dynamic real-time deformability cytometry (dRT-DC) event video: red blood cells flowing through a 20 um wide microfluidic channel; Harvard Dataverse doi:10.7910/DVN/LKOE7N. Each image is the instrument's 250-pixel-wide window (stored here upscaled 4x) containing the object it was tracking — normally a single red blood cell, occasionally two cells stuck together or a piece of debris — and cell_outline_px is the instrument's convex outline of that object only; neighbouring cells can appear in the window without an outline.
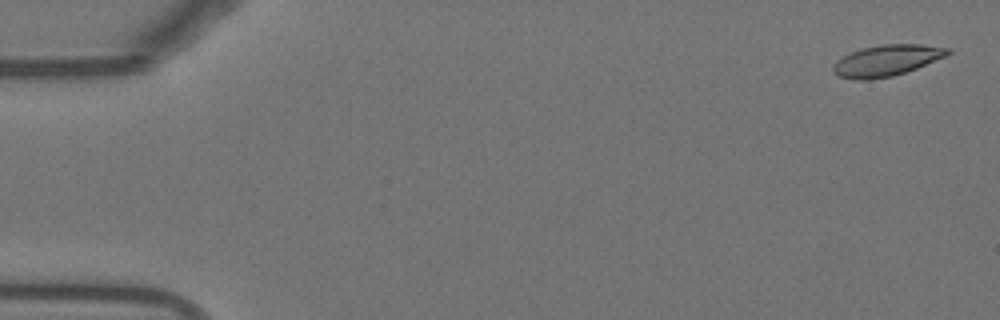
{"species": "Egyptian fruit bat (a non-hibernating species)", "species_latin": "Rousettus aegyptiacus", "temperature_condition": "warm", "stored_images_in_passage": 54, "camera_frame_rate_fps": 3000, "um_per_image_px": 0.085, "animal": {"sex": "female"}, "frame": {"image": 1, "passage_image": 2, "time_ms": 0.333, "image_size_px": [1000, 320], "cell_outline_px": [[952, 52], [944, 56], [916, 68], [892, 76], [872, 80], [856, 80], [836, 76], [832, 72], [832, 64], [836, 60], [852, 52], [864, 48], [880, 44], [920, 44], [952, 48]], "centroid_in_image_um": [75.32, 5.15], "position_along_channel_um": 9.7, "area_um2": 20.81}}
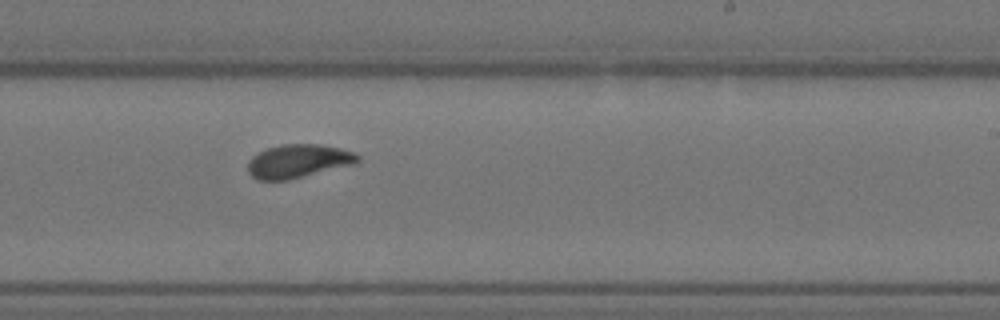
{"frame": {"image": 2, "passage_image": 33, "time_ms": 10.667, "image_size_px": [1000, 320], "cell_outline_px": [[360, 160], [352, 164], [288, 180], [256, 180], [248, 172], [248, 160], [252, 156], [268, 148], [280, 144], [320, 144], [340, 148], [356, 152], [360, 156]], "centroid_in_image_um": [25.34, 13.69], "position_along_channel_um": 263.7, "area_um2": 21.39}}
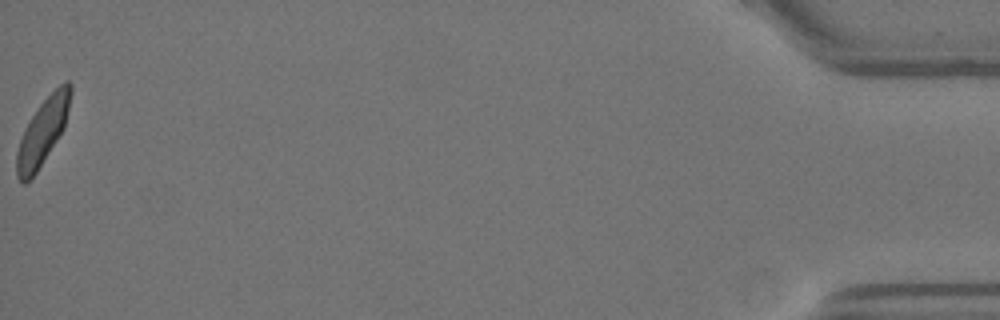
{"frame": {"image": 3, "passage_image": 54, "time_ms": 17.667, "image_size_px": [1000, 320], "cell_outline_px": [[72, 92], [64, 128], [36, 172], [24, 184], [20, 184], [16, 176], [16, 152], [24, 128], [40, 104], [64, 80], [68, 80], [72, 84]], "centroid_in_image_um": [3.62, 11.19], "position_along_channel_um": 431.6, "area_um2": 20.52}, "authors_computed_cell_mechanics": {"area_um2": 21.0681, "velocity_mm_per_s": 3.8033, "shape_relaxation_time_tau1_ms": 3.7981, "shape_relaxation_time_tau2_ms": 0.7789, "deformation_change_tau1": 0.1436, "deformation_change_tau2": 0.0734}}